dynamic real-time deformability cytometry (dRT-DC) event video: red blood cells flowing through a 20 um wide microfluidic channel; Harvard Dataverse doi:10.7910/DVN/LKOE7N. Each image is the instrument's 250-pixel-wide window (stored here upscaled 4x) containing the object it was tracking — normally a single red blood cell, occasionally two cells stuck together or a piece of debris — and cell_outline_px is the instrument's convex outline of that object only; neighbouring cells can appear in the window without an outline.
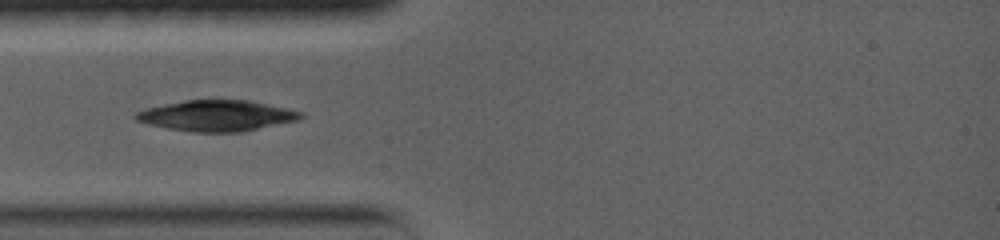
{"species": "common noctule bat (a hibernating species)", "species_latin": "Nyctalus noctula", "temperature_condition": "warm", "stored_images_in_passage": 30, "camera_frame_rate_fps": 5000, "um_per_image_px": 0.085, "animal": {"sex": "female", "body_mass_g": 19.0, "forearm_length_mm": 56.7}, "frame": {"image": 1, "passage_image": 1, "time_ms": 0.0, "image_size_px": [1000, 240], "cell_outline_px": [[304, 116], [300, 120], [240, 132], [192, 132], [168, 128], [148, 124], [136, 120], [132, 116], [136, 112], [144, 108], [184, 100], [248, 100], [304, 112]], "centroid_in_image_um": [18.41, 9.83], "position_along_channel_um": 66.6, "area_um2": 29.71}}
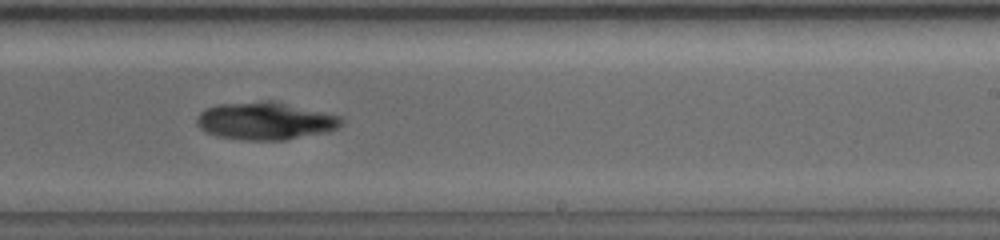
{"frame": {"image": 2, "passage_image": 15, "time_ms": 5.4, "image_size_px": [1000, 240], "cell_outline_px": [[344, 124], [328, 132], [284, 140], [244, 140], [216, 136], [200, 128], [196, 124], [196, 120], [200, 112], [204, 108], [216, 104], [264, 100], [276, 100], [340, 116], [344, 120]], "centroid_in_image_um": [22.56, 10.26], "position_along_channel_um": 266.4, "area_um2": 32.19}}
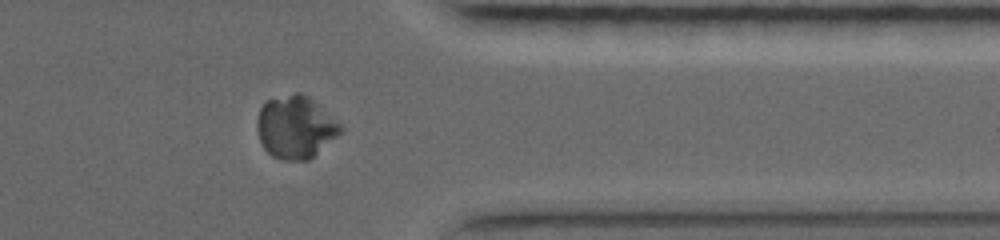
{"frame": {"image": 3, "passage_image": 24, "time_ms": 8.8, "image_size_px": [1000, 240], "cell_outline_px": [[344, 128], [336, 136], [308, 160], [284, 160], [272, 156], [264, 148], [256, 132], [256, 120], [260, 108], [264, 100], [296, 92], [300, 92], [308, 96], [340, 124]], "centroid_in_image_um": [25.05, 10.79], "position_along_channel_um": 386.3, "area_um2": 30.23}}